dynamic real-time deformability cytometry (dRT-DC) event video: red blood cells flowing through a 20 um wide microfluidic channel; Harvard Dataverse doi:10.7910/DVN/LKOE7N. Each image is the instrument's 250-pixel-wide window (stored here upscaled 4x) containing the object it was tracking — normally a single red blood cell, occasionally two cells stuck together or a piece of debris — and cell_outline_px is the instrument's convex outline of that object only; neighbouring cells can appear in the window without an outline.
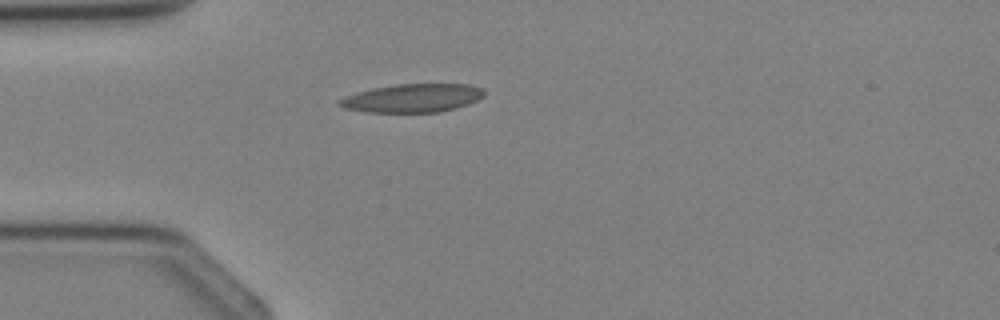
{"species": "Egyptian fruit bat (a non-hibernating species)", "species_latin": "Rousettus aegyptiacus", "temperature_condition": "cold", "stored_images_in_passage": 3, "camera_frame_rate_fps": 3000, "um_per_image_px": 0.085, "animal": {"sex": "female"}, "frame": {"image": 1, "passage_image": 3, "time_ms": 3.0, "image_size_px": [1000, 320], "cell_outline_px": [[484, 96], [468, 104], [456, 108], [440, 112], [364, 112], [344, 108], [336, 104], [336, 100], [356, 92], [372, 88], [396, 84], [468, 84], [480, 88], [484, 92]], "centroid_in_image_um": [35.01, 8.34], "position_along_channel_um": 50.0, "area_um2": 24.04}}